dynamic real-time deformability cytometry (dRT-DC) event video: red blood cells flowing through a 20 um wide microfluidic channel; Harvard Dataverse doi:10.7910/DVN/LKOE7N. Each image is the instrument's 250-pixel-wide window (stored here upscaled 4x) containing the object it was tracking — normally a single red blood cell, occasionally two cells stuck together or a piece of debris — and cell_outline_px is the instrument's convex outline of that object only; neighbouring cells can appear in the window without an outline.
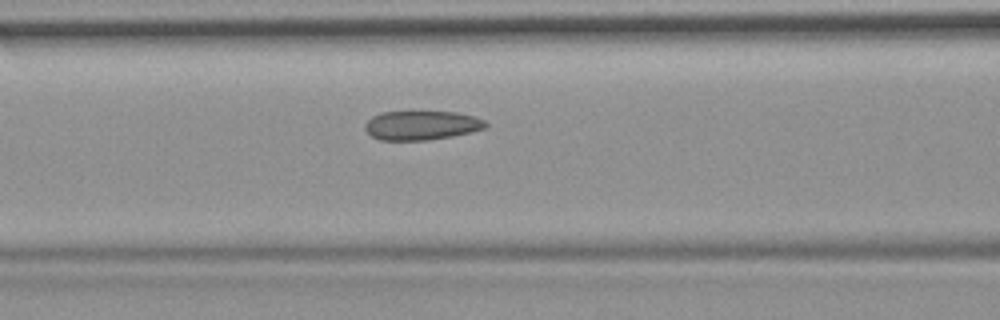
{"species": "common noctule bat (a hibernating species)", "species_latin": "Nyctalus noctula", "temperature_condition": "room temperature", "stored_images_in_passage": 5, "camera_frame_rate_fps": 3000, "um_per_image_px": 0.085, "animal": {"sex": "female", "body_mass_g": 19.9}, "frame": {"image": 1, "passage_image": 5, "time_ms": 5.333, "image_size_px": [1000, 320], "cell_outline_px": [[488, 124], [484, 128], [452, 136], [428, 140], [380, 140], [372, 136], [364, 128], [364, 124], [372, 116], [380, 112], [456, 112], [476, 116], [484, 120]], "centroid_in_image_um": [35.81, 10.65], "position_along_channel_um": 130.8, "area_um2": 20.4}}